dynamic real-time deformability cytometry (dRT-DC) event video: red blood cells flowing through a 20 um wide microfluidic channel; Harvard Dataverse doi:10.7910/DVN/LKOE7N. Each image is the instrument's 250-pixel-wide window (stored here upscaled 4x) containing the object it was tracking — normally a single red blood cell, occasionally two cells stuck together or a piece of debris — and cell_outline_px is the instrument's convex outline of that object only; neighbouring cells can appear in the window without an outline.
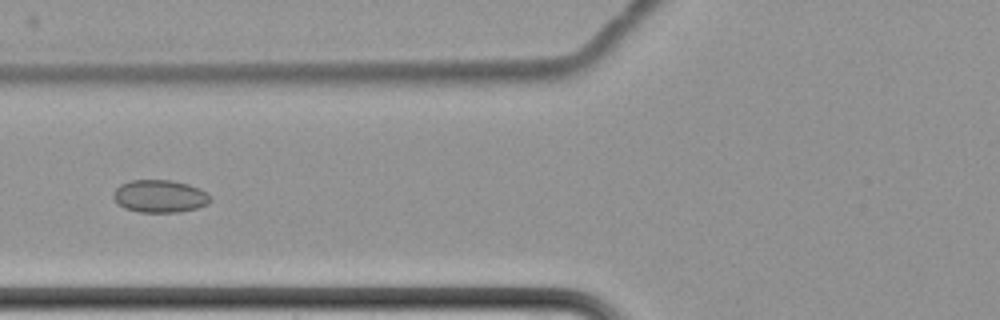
{"species": "common noctule bat (a hibernating species)", "species_latin": "Nyctalus noctula", "temperature_condition": "cold", "stored_images_in_passage": 17, "camera_frame_rate_fps": 3000, "um_per_image_px": 0.085, "animal": {"sex": "female", "body_mass_g": 22.7, "forearm_length_mm": 54.2}, "frame": {"image": 1, "passage_image": 8, "time_ms": 9.333, "image_size_px": [1000, 320], "cell_outline_px": [[212, 200], [208, 204], [196, 208], [180, 212], [140, 212], [124, 208], [116, 204], [112, 196], [112, 192], [120, 184], [132, 180], [172, 180], [188, 184], [200, 188], [208, 192], [212, 196]], "centroid_in_image_um": [13.59, 16.68], "position_along_channel_um": 112.2, "area_um2": 18.79}}
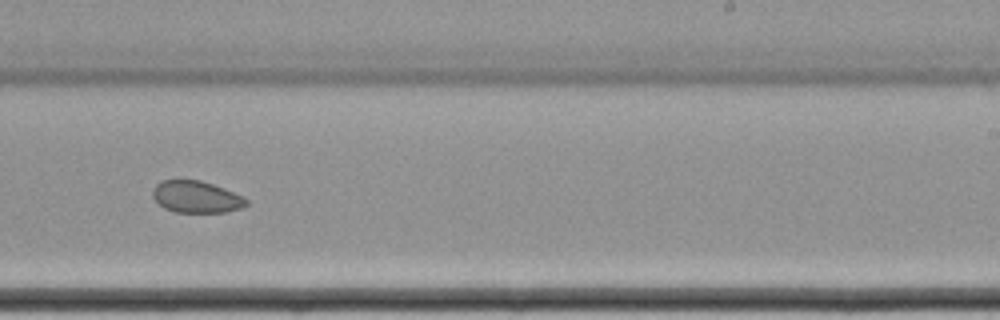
{"frame": {"image": 2, "passage_image": 12, "time_ms": 14.0, "image_size_px": [1000, 320], "cell_outline_px": [[248, 204], [244, 208], [228, 212], [176, 212], [164, 208], [152, 196], [152, 192], [156, 184], [160, 180], [200, 180], [224, 188], [244, 196], [248, 200]], "centroid_in_image_um": [16.72, 16.74], "position_along_channel_um": 272.3, "area_um2": 17.51}}
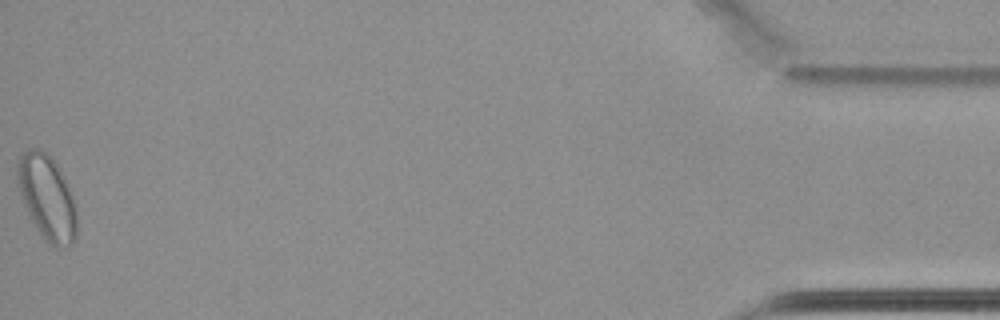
{"frame": {"image": 3, "passage_image": 17, "time_ms": 21.333, "image_size_px": [1000, 320], "cell_outline_px": [[76, 236], [72, 244], [56, 248], [44, 240], [40, 236], [28, 216], [16, 180], [16, 160], [28, 148], [40, 148], [48, 152], [64, 176], [68, 184], [76, 204]], "centroid_in_image_um": [3.98, 16.77], "position_along_channel_um": 431.2, "area_um2": 29.94}, "authors_computed_cell_mechanics": {"area_um2": 20.7502, "velocity_mm_per_s": 3.4415, "shape_relaxation_time_tau1_ms": null, "shape_relaxation_time_tau2_ms": 1.7394, "deformation_change_tau1": null, "deformation_change_tau2": 0.031}}